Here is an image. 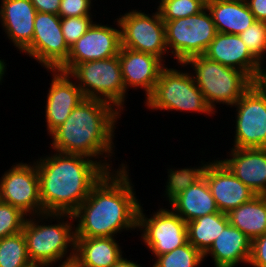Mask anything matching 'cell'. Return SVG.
Returning <instances> with one entry per match:
<instances>
[{"label":"cell","instance_id":"39","mask_svg":"<svg viewBox=\"0 0 266 267\" xmlns=\"http://www.w3.org/2000/svg\"><path fill=\"white\" fill-rule=\"evenodd\" d=\"M112 267H142V266L137 262H133L131 260H128L127 258L122 257Z\"/></svg>","mask_w":266,"mask_h":267},{"label":"cell","instance_id":"13","mask_svg":"<svg viewBox=\"0 0 266 267\" xmlns=\"http://www.w3.org/2000/svg\"><path fill=\"white\" fill-rule=\"evenodd\" d=\"M15 163L0 178V199L27 216L43 213L38 170L35 163Z\"/></svg>","mask_w":266,"mask_h":267},{"label":"cell","instance_id":"7","mask_svg":"<svg viewBox=\"0 0 266 267\" xmlns=\"http://www.w3.org/2000/svg\"><path fill=\"white\" fill-rule=\"evenodd\" d=\"M68 74L76 82L85 98L103 100L113 104L119 111L124 110L128 93L118 55L77 64Z\"/></svg>","mask_w":266,"mask_h":267},{"label":"cell","instance_id":"21","mask_svg":"<svg viewBox=\"0 0 266 267\" xmlns=\"http://www.w3.org/2000/svg\"><path fill=\"white\" fill-rule=\"evenodd\" d=\"M252 240L238 228L228 223L210 248L203 254L211 256L214 267H235L242 262L249 264Z\"/></svg>","mask_w":266,"mask_h":267},{"label":"cell","instance_id":"29","mask_svg":"<svg viewBox=\"0 0 266 267\" xmlns=\"http://www.w3.org/2000/svg\"><path fill=\"white\" fill-rule=\"evenodd\" d=\"M203 261V254L187 242L169 253L156 256L152 267H199Z\"/></svg>","mask_w":266,"mask_h":267},{"label":"cell","instance_id":"38","mask_svg":"<svg viewBox=\"0 0 266 267\" xmlns=\"http://www.w3.org/2000/svg\"><path fill=\"white\" fill-rule=\"evenodd\" d=\"M255 83L266 93V67H264V64H261Z\"/></svg>","mask_w":266,"mask_h":267},{"label":"cell","instance_id":"31","mask_svg":"<svg viewBox=\"0 0 266 267\" xmlns=\"http://www.w3.org/2000/svg\"><path fill=\"white\" fill-rule=\"evenodd\" d=\"M249 52L264 64L266 54V22L255 21L250 27L239 34Z\"/></svg>","mask_w":266,"mask_h":267},{"label":"cell","instance_id":"22","mask_svg":"<svg viewBox=\"0 0 266 267\" xmlns=\"http://www.w3.org/2000/svg\"><path fill=\"white\" fill-rule=\"evenodd\" d=\"M114 237L76 238L73 263L77 267H112L124 255Z\"/></svg>","mask_w":266,"mask_h":267},{"label":"cell","instance_id":"10","mask_svg":"<svg viewBox=\"0 0 266 267\" xmlns=\"http://www.w3.org/2000/svg\"><path fill=\"white\" fill-rule=\"evenodd\" d=\"M142 206L138 212L137 230L141 233L142 243L154 257L169 253L188 242L187 223L172 209L161 207L148 218Z\"/></svg>","mask_w":266,"mask_h":267},{"label":"cell","instance_id":"36","mask_svg":"<svg viewBox=\"0 0 266 267\" xmlns=\"http://www.w3.org/2000/svg\"><path fill=\"white\" fill-rule=\"evenodd\" d=\"M37 12L59 14L61 0H30Z\"/></svg>","mask_w":266,"mask_h":267},{"label":"cell","instance_id":"18","mask_svg":"<svg viewBox=\"0 0 266 267\" xmlns=\"http://www.w3.org/2000/svg\"><path fill=\"white\" fill-rule=\"evenodd\" d=\"M118 57L126 92L128 93L129 88H142L147 98L152 93L165 63L154 55L125 47H121Z\"/></svg>","mask_w":266,"mask_h":267},{"label":"cell","instance_id":"3","mask_svg":"<svg viewBox=\"0 0 266 267\" xmlns=\"http://www.w3.org/2000/svg\"><path fill=\"white\" fill-rule=\"evenodd\" d=\"M43 213L73 214L107 172L90 157L56 152L35 161Z\"/></svg>","mask_w":266,"mask_h":267},{"label":"cell","instance_id":"9","mask_svg":"<svg viewBox=\"0 0 266 267\" xmlns=\"http://www.w3.org/2000/svg\"><path fill=\"white\" fill-rule=\"evenodd\" d=\"M151 14L131 9L118 16L121 47L154 55L164 63V58L169 56L165 23L158 10Z\"/></svg>","mask_w":266,"mask_h":267},{"label":"cell","instance_id":"34","mask_svg":"<svg viewBox=\"0 0 266 267\" xmlns=\"http://www.w3.org/2000/svg\"><path fill=\"white\" fill-rule=\"evenodd\" d=\"M92 1L93 0H61L58 15L61 18L93 16L91 12V6H93Z\"/></svg>","mask_w":266,"mask_h":267},{"label":"cell","instance_id":"8","mask_svg":"<svg viewBox=\"0 0 266 267\" xmlns=\"http://www.w3.org/2000/svg\"><path fill=\"white\" fill-rule=\"evenodd\" d=\"M168 52L178 64L189 58L204 55L217 30L212 15L205 7L201 12L165 22Z\"/></svg>","mask_w":266,"mask_h":267},{"label":"cell","instance_id":"6","mask_svg":"<svg viewBox=\"0 0 266 267\" xmlns=\"http://www.w3.org/2000/svg\"><path fill=\"white\" fill-rule=\"evenodd\" d=\"M147 108L159 111H180L213 115L192 73L165 66L159 74L152 93L144 101Z\"/></svg>","mask_w":266,"mask_h":267},{"label":"cell","instance_id":"43","mask_svg":"<svg viewBox=\"0 0 266 267\" xmlns=\"http://www.w3.org/2000/svg\"><path fill=\"white\" fill-rule=\"evenodd\" d=\"M201 1L207 5L211 0H201Z\"/></svg>","mask_w":266,"mask_h":267},{"label":"cell","instance_id":"41","mask_svg":"<svg viewBox=\"0 0 266 267\" xmlns=\"http://www.w3.org/2000/svg\"><path fill=\"white\" fill-rule=\"evenodd\" d=\"M58 267H77L74 263L66 264V265H61Z\"/></svg>","mask_w":266,"mask_h":267},{"label":"cell","instance_id":"37","mask_svg":"<svg viewBox=\"0 0 266 267\" xmlns=\"http://www.w3.org/2000/svg\"><path fill=\"white\" fill-rule=\"evenodd\" d=\"M246 3L257 21L266 22V0H247Z\"/></svg>","mask_w":266,"mask_h":267},{"label":"cell","instance_id":"25","mask_svg":"<svg viewBox=\"0 0 266 267\" xmlns=\"http://www.w3.org/2000/svg\"><path fill=\"white\" fill-rule=\"evenodd\" d=\"M229 223L251 240L266 233V195H256L227 213Z\"/></svg>","mask_w":266,"mask_h":267},{"label":"cell","instance_id":"30","mask_svg":"<svg viewBox=\"0 0 266 267\" xmlns=\"http://www.w3.org/2000/svg\"><path fill=\"white\" fill-rule=\"evenodd\" d=\"M158 3L157 10L164 23L192 16L206 7L201 0H160Z\"/></svg>","mask_w":266,"mask_h":267},{"label":"cell","instance_id":"11","mask_svg":"<svg viewBox=\"0 0 266 267\" xmlns=\"http://www.w3.org/2000/svg\"><path fill=\"white\" fill-rule=\"evenodd\" d=\"M232 107L237 111L232 148H266V93L253 83Z\"/></svg>","mask_w":266,"mask_h":267},{"label":"cell","instance_id":"20","mask_svg":"<svg viewBox=\"0 0 266 267\" xmlns=\"http://www.w3.org/2000/svg\"><path fill=\"white\" fill-rule=\"evenodd\" d=\"M221 160L230 171L257 195H266V148H231Z\"/></svg>","mask_w":266,"mask_h":267},{"label":"cell","instance_id":"42","mask_svg":"<svg viewBox=\"0 0 266 267\" xmlns=\"http://www.w3.org/2000/svg\"><path fill=\"white\" fill-rule=\"evenodd\" d=\"M29 267H47V266L40 265V264H32Z\"/></svg>","mask_w":266,"mask_h":267},{"label":"cell","instance_id":"33","mask_svg":"<svg viewBox=\"0 0 266 267\" xmlns=\"http://www.w3.org/2000/svg\"><path fill=\"white\" fill-rule=\"evenodd\" d=\"M93 16L61 18V29L65 43L70 48L81 36H83L94 23Z\"/></svg>","mask_w":266,"mask_h":267},{"label":"cell","instance_id":"2","mask_svg":"<svg viewBox=\"0 0 266 267\" xmlns=\"http://www.w3.org/2000/svg\"><path fill=\"white\" fill-rule=\"evenodd\" d=\"M121 114L113 104L85 98L49 135L52 138L50 147L64 154H80L94 160L98 158V163L107 172L114 171L110 159L115 155L114 131Z\"/></svg>","mask_w":266,"mask_h":267},{"label":"cell","instance_id":"23","mask_svg":"<svg viewBox=\"0 0 266 267\" xmlns=\"http://www.w3.org/2000/svg\"><path fill=\"white\" fill-rule=\"evenodd\" d=\"M186 223L199 217L219 212L209 185L203 177L188 189L180 193L170 207Z\"/></svg>","mask_w":266,"mask_h":267},{"label":"cell","instance_id":"28","mask_svg":"<svg viewBox=\"0 0 266 267\" xmlns=\"http://www.w3.org/2000/svg\"><path fill=\"white\" fill-rule=\"evenodd\" d=\"M32 265L23 232L0 239V267H29Z\"/></svg>","mask_w":266,"mask_h":267},{"label":"cell","instance_id":"4","mask_svg":"<svg viewBox=\"0 0 266 267\" xmlns=\"http://www.w3.org/2000/svg\"><path fill=\"white\" fill-rule=\"evenodd\" d=\"M51 220H57V223L52 224ZM44 221H51V225ZM73 222V214L69 213L45 212L28 216L22 232L31 263L47 267L54 266L58 262L59 266L73 263L76 246V231Z\"/></svg>","mask_w":266,"mask_h":267},{"label":"cell","instance_id":"14","mask_svg":"<svg viewBox=\"0 0 266 267\" xmlns=\"http://www.w3.org/2000/svg\"><path fill=\"white\" fill-rule=\"evenodd\" d=\"M94 22L87 32L71 47L67 61L58 69L68 73L75 65L90 61L108 59L119 55L121 49V28Z\"/></svg>","mask_w":266,"mask_h":267},{"label":"cell","instance_id":"44","mask_svg":"<svg viewBox=\"0 0 266 267\" xmlns=\"http://www.w3.org/2000/svg\"><path fill=\"white\" fill-rule=\"evenodd\" d=\"M233 1H243V2H246L247 0H233Z\"/></svg>","mask_w":266,"mask_h":267},{"label":"cell","instance_id":"35","mask_svg":"<svg viewBox=\"0 0 266 267\" xmlns=\"http://www.w3.org/2000/svg\"><path fill=\"white\" fill-rule=\"evenodd\" d=\"M249 266L266 267V233L254 238L251 244Z\"/></svg>","mask_w":266,"mask_h":267},{"label":"cell","instance_id":"12","mask_svg":"<svg viewBox=\"0 0 266 267\" xmlns=\"http://www.w3.org/2000/svg\"><path fill=\"white\" fill-rule=\"evenodd\" d=\"M23 52L47 71L58 70L67 61L70 53L62 33L61 17L37 12L32 42Z\"/></svg>","mask_w":266,"mask_h":267},{"label":"cell","instance_id":"1","mask_svg":"<svg viewBox=\"0 0 266 267\" xmlns=\"http://www.w3.org/2000/svg\"><path fill=\"white\" fill-rule=\"evenodd\" d=\"M129 167L121 163L92 187L88 197L73 213L76 238L114 237L123 230L135 231L141 205L129 177Z\"/></svg>","mask_w":266,"mask_h":267},{"label":"cell","instance_id":"19","mask_svg":"<svg viewBox=\"0 0 266 267\" xmlns=\"http://www.w3.org/2000/svg\"><path fill=\"white\" fill-rule=\"evenodd\" d=\"M0 5L4 34L23 53L32 42L37 10L30 0H1Z\"/></svg>","mask_w":266,"mask_h":267},{"label":"cell","instance_id":"32","mask_svg":"<svg viewBox=\"0 0 266 267\" xmlns=\"http://www.w3.org/2000/svg\"><path fill=\"white\" fill-rule=\"evenodd\" d=\"M27 217L20 209L0 201V239L22 232Z\"/></svg>","mask_w":266,"mask_h":267},{"label":"cell","instance_id":"17","mask_svg":"<svg viewBox=\"0 0 266 267\" xmlns=\"http://www.w3.org/2000/svg\"><path fill=\"white\" fill-rule=\"evenodd\" d=\"M204 56L244 72L254 83L260 72L261 63L249 52L237 34L217 32Z\"/></svg>","mask_w":266,"mask_h":267},{"label":"cell","instance_id":"15","mask_svg":"<svg viewBox=\"0 0 266 267\" xmlns=\"http://www.w3.org/2000/svg\"><path fill=\"white\" fill-rule=\"evenodd\" d=\"M203 177L209 185L220 212L227 214L257 195L243 184L220 159L209 161Z\"/></svg>","mask_w":266,"mask_h":267},{"label":"cell","instance_id":"26","mask_svg":"<svg viewBox=\"0 0 266 267\" xmlns=\"http://www.w3.org/2000/svg\"><path fill=\"white\" fill-rule=\"evenodd\" d=\"M228 223L227 214L220 211L187 222L188 242L204 254Z\"/></svg>","mask_w":266,"mask_h":267},{"label":"cell","instance_id":"5","mask_svg":"<svg viewBox=\"0 0 266 267\" xmlns=\"http://www.w3.org/2000/svg\"><path fill=\"white\" fill-rule=\"evenodd\" d=\"M179 65L192 67L196 85L215 113L218 112L216 104L232 107L254 83L244 72L212 61L204 55L191 57Z\"/></svg>","mask_w":266,"mask_h":267},{"label":"cell","instance_id":"24","mask_svg":"<svg viewBox=\"0 0 266 267\" xmlns=\"http://www.w3.org/2000/svg\"><path fill=\"white\" fill-rule=\"evenodd\" d=\"M206 7L220 33L239 35L256 21L247 3L243 1L211 0Z\"/></svg>","mask_w":266,"mask_h":267},{"label":"cell","instance_id":"40","mask_svg":"<svg viewBox=\"0 0 266 267\" xmlns=\"http://www.w3.org/2000/svg\"><path fill=\"white\" fill-rule=\"evenodd\" d=\"M7 64L4 62L3 59H0V84L2 85V81L4 80L3 77L5 76Z\"/></svg>","mask_w":266,"mask_h":267},{"label":"cell","instance_id":"27","mask_svg":"<svg viewBox=\"0 0 266 267\" xmlns=\"http://www.w3.org/2000/svg\"><path fill=\"white\" fill-rule=\"evenodd\" d=\"M200 166L198 167H185V168H170L167 169V182L165 185V194L163 193L164 197L167 198L166 201L169 204L184 190L188 189L191 185L198 182L200 179L203 178V174L205 168L209 162H201Z\"/></svg>","mask_w":266,"mask_h":267},{"label":"cell","instance_id":"16","mask_svg":"<svg viewBox=\"0 0 266 267\" xmlns=\"http://www.w3.org/2000/svg\"><path fill=\"white\" fill-rule=\"evenodd\" d=\"M48 72H52V81L46 96L45 122L47 134L50 135L65 122L72 110L85 99V96L68 73L60 70Z\"/></svg>","mask_w":266,"mask_h":267}]
</instances>
